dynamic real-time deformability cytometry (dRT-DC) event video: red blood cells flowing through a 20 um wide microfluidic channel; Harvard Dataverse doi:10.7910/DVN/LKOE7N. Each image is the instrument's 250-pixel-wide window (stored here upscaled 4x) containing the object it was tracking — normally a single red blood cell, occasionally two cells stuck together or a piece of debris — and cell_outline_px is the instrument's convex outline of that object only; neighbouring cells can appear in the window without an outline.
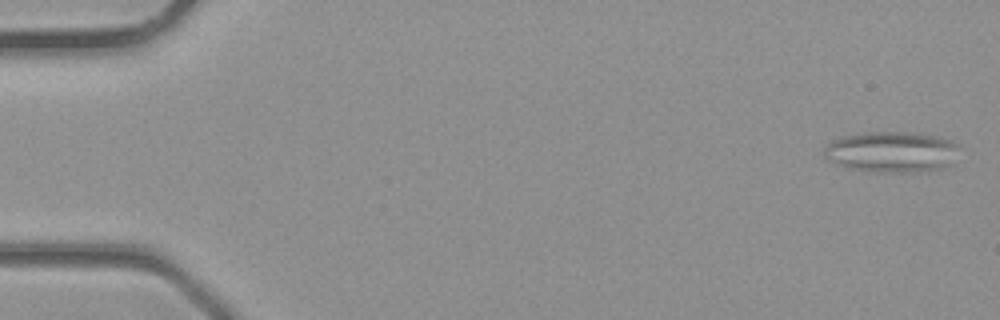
{"species": "common noctule bat (a hibernating species)", "species_latin": "Nyctalus noctula", "temperature_condition": "room temperature", "stored_images_in_passage": 2, "camera_frame_rate_fps": 3000, "um_per_image_px": 0.085, "animal": {"sex": "male", "body_mass_g": 23.1, "forearm_length_mm": 52.7}, "frame": {"image": 1, "passage_image": 2, "time_ms": 0.333, "image_size_px": [1000, 320], "cell_outline_px": [[956, 144], [952, 164], [948, 168], [928, 172], [896, 172], [852, 168], [828, 160], [824, 156], [824, 148], [832, 140], [840, 136], [864, 132], [920, 132], [952, 140]], "centroid_in_image_um": [75.82, 12.89], "position_along_channel_um": 9.2, "area_um2": 32.14}}